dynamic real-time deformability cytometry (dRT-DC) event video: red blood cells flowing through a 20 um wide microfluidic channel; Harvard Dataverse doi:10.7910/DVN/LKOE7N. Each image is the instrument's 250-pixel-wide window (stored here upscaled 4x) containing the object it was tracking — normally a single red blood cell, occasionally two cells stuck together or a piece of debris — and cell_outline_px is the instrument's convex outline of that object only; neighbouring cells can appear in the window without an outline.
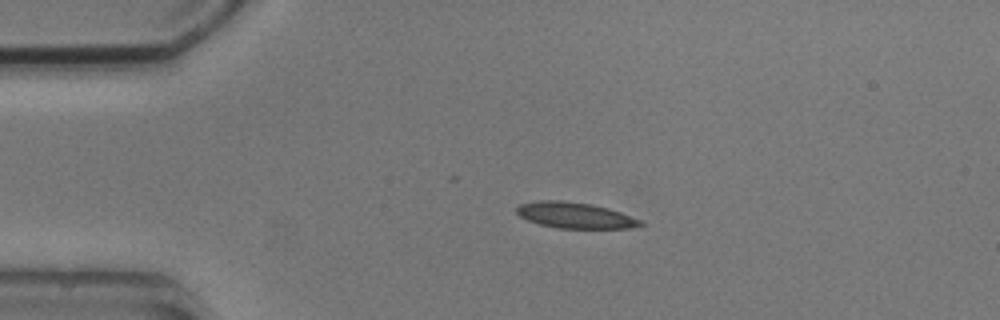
{"species": "common noctule bat (a hibernating species)", "species_latin": "Nyctalus noctula", "temperature_condition": "cold", "stored_images_in_passage": 4, "camera_frame_rate_fps": 3000, "um_per_image_px": 0.085, "animal": {"sex": "male", "body_mass_g": 20.5, "forearm_length_mm": 52.5}, "frame": {"image": 1, "passage_image": 2, "time_ms": 1.333, "image_size_px": [1000, 320], "cell_outline_px": [[644, 224], [628, 228], [560, 228], [540, 224], [528, 220], [520, 216], [516, 212], [516, 208], [520, 204], [536, 200], [560, 200], [592, 204], [608, 208], [620, 212], [640, 220]], "centroid_in_image_um": [48.84, 18.29], "position_along_channel_um": 36.2, "area_um2": 18.5}}
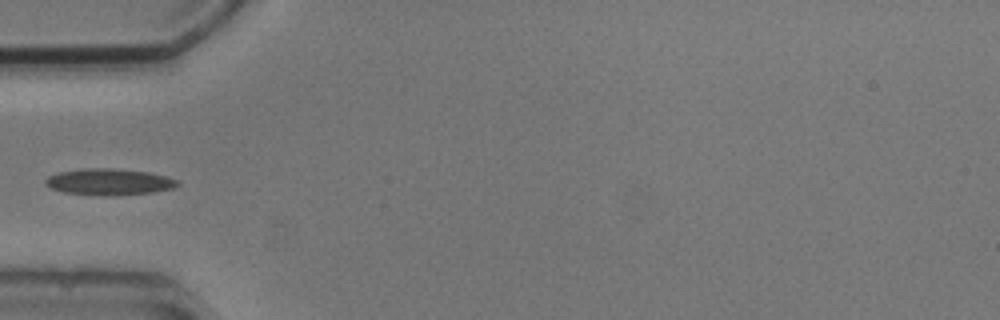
{"frame": {"image": 2, "passage_image": 4, "time_ms": 3.333, "image_size_px": [1000, 320], "cell_outline_px": [[180, 184], [172, 188], [152, 192], [112, 196], [104, 196], [64, 192], [52, 188], [44, 184], [44, 180], [48, 176], [56, 172], [80, 168], [112, 168], [148, 172], [164, 176], [176, 180]], "centroid_in_image_um": [9.2, 15.45], "position_along_channel_um": 75.8, "area_um2": 20.35}}